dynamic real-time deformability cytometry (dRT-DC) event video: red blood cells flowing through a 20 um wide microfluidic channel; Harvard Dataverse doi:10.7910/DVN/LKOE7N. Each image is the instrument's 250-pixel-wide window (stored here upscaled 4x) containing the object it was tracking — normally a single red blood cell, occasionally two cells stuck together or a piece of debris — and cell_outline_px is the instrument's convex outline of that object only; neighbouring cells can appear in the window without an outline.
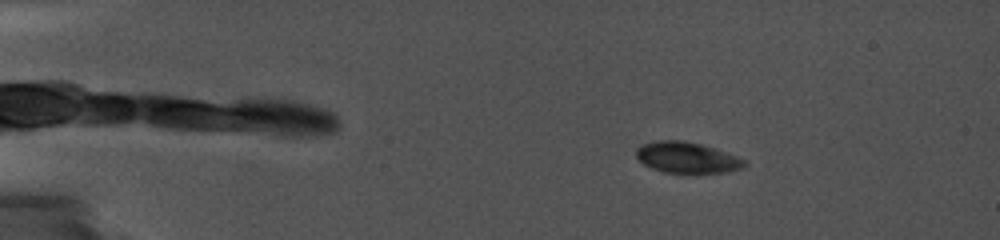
{"species": "common noctule bat (a hibernating species)", "species_latin": "Nyctalus noctula", "temperature_condition": "cold", "stored_images_in_passage": 23, "camera_frame_rate_fps": 5000, "um_per_image_px": 0.085, "animal": {"sex": "female", "body_mass_g": 19.0, "forearm_length_mm": 56.7}, "frame": {"image": 1, "passage_image": 1, "time_ms": 0.0, "image_size_px": [1000, 240], "cell_outline_px": [[748, 164], [744, 168], [728, 172], [664, 172], [652, 168], [644, 164], [636, 156], [636, 148], [644, 144], [656, 140], [684, 140], [700, 144], [736, 156], [744, 160]], "centroid_in_image_um": [58.39, 13.39], "position_along_channel_um": 26.6, "area_um2": 19.25}}
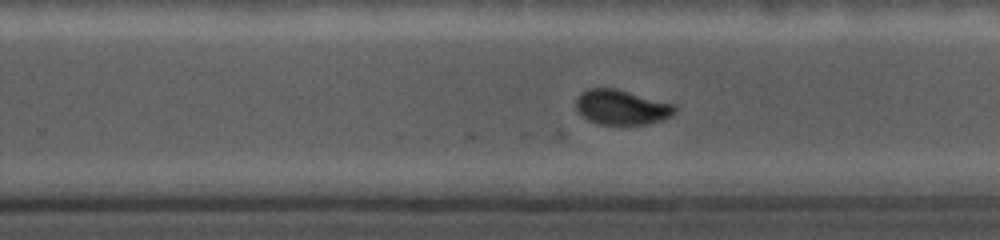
{"frame": {"image": 2, "passage_image": 17, "time_ms": 9.4, "image_size_px": [1000, 240], "cell_outline_px": [[676, 112], [672, 116], [648, 124], [600, 124], [588, 120], [576, 108], [576, 100], [580, 92], [588, 88], [616, 88], [676, 104]], "centroid_in_image_um": [52.86, 9.1], "position_along_channel_um": 276.9, "area_um2": 20.17}}
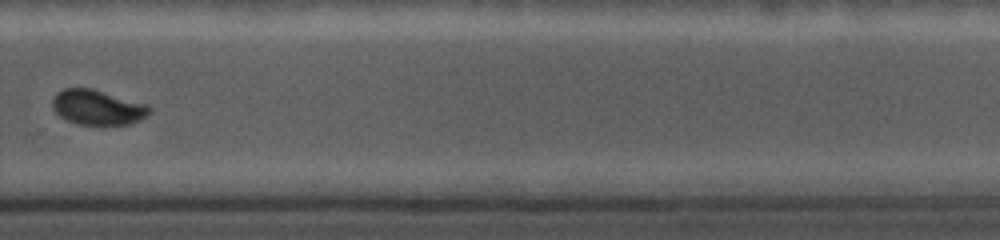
{"frame": {"image": 3, "passage_image": 19, "time_ms": 10.6, "image_size_px": [1000, 240], "cell_outline_px": [[152, 112], [140, 120], [128, 124], [76, 124], [60, 116], [52, 108], [52, 100], [56, 92], [64, 88], [92, 88], [148, 104], [152, 108]], "centroid_in_image_um": [8.31, 9.11], "position_along_channel_um": 321.5, "area_um2": 19.88}}